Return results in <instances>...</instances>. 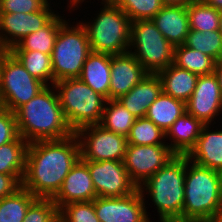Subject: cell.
Returning <instances> with one entry per match:
<instances>
[{
    "mask_svg": "<svg viewBox=\"0 0 222 222\" xmlns=\"http://www.w3.org/2000/svg\"><path fill=\"white\" fill-rule=\"evenodd\" d=\"M81 158L76 134L59 140L29 143L22 187L37 198H53Z\"/></svg>",
    "mask_w": 222,
    "mask_h": 222,
    "instance_id": "1",
    "label": "cell"
},
{
    "mask_svg": "<svg viewBox=\"0 0 222 222\" xmlns=\"http://www.w3.org/2000/svg\"><path fill=\"white\" fill-rule=\"evenodd\" d=\"M46 86L16 112L19 135L28 143L59 140L74 134L63 114L57 92Z\"/></svg>",
    "mask_w": 222,
    "mask_h": 222,
    "instance_id": "2",
    "label": "cell"
},
{
    "mask_svg": "<svg viewBox=\"0 0 222 222\" xmlns=\"http://www.w3.org/2000/svg\"><path fill=\"white\" fill-rule=\"evenodd\" d=\"M185 173L186 155H175L139 186L151 196L160 222H182Z\"/></svg>",
    "mask_w": 222,
    "mask_h": 222,
    "instance_id": "3",
    "label": "cell"
},
{
    "mask_svg": "<svg viewBox=\"0 0 222 222\" xmlns=\"http://www.w3.org/2000/svg\"><path fill=\"white\" fill-rule=\"evenodd\" d=\"M221 204L222 173L201 167L186 155L182 222L211 219Z\"/></svg>",
    "mask_w": 222,
    "mask_h": 222,
    "instance_id": "4",
    "label": "cell"
},
{
    "mask_svg": "<svg viewBox=\"0 0 222 222\" xmlns=\"http://www.w3.org/2000/svg\"><path fill=\"white\" fill-rule=\"evenodd\" d=\"M66 121L75 133L87 125L100 124L107 99L80 78L56 81L53 87Z\"/></svg>",
    "mask_w": 222,
    "mask_h": 222,
    "instance_id": "5",
    "label": "cell"
},
{
    "mask_svg": "<svg viewBox=\"0 0 222 222\" xmlns=\"http://www.w3.org/2000/svg\"><path fill=\"white\" fill-rule=\"evenodd\" d=\"M104 8L94 22L86 24L91 50L110 55L129 52L131 21L112 0H102Z\"/></svg>",
    "mask_w": 222,
    "mask_h": 222,
    "instance_id": "6",
    "label": "cell"
},
{
    "mask_svg": "<svg viewBox=\"0 0 222 222\" xmlns=\"http://www.w3.org/2000/svg\"><path fill=\"white\" fill-rule=\"evenodd\" d=\"M91 52L87 31L82 23L71 27L65 21L59 27L51 53L53 84L64 79L79 78Z\"/></svg>",
    "mask_w": 222,
    "mask_h": 222,
    "instance_id": "7",
    "label": "cell"
},
{
    "mask_svg": "<svg viewBox=\"0 0 222 222\" xmlns=\"http://www.w3.org/2000/svg\"><path fill=\"white\" fill-rule=\"evenodd\" d=\"M129 49L147 73L157 74L173 64L174 46L157 29L152 19L131 22Z\"/></svg>",
    "mask_w": 222,
    "mask_h": 222,
    "instance_id": "8",
    "label": "cell"
},
{
    "mask_svg": "<svg viewBox=\"0 0 222 222\" xmlns=\"http://www.w3.org/2000/svg\"><path fill=\"white\" fill-rule=\"evenodd\" d=\"M46 85L31 76L9 51L0 53V105L15 113L39 94Z\"/></svg>",
    "mask_w": 222,
    "mask_h": 222,
    "instance_id": "9",
    "label": "cell"
},
{
    "mask_svg": "<svg viewBox=\"0 0 222 222\" xmlns=\"http://www.w3.org/2000/svg\"><path fill=\"white\" fill-rule=\"evenodd\" d=\"M83 161H123L127 137L111 132L100 124L87 125L75 132Z\"/></svg>",
    "mask_w": 222,
    "mask_h": 222,
    "instance_id": "10",
    "label": "cell"
},
{
    "mask_svg": "<svg viewBox=\"0 0 222 222\" xmlns=\"http://www.w3.org/2000/svg\"><path fill=\"white\" fill-rule=\"evenodd\" d=\"M175 155L168 145L128 144L123 163L131 180L139 188Z\"/></svg>",
    "mask_w": 222,
    "mask_h": 222,
    "instance_id": "11",
    "label": "cell"
},
{
    "mask_svg": "<svg viewBox=\"0 0 222 222\" xmlns=\"http://www.w3.org/2000/svg\"><path fill=\"white\" fill-rule=\"evenodd\" d=\"M84 162L88 165L97 197H124L138 189L123 161Z\"/></svg>",
    "mask_w": 222,
    "mask_h": 222,
    "instance_id": "12",
    "label": "cell"
},
{
    "mask_svg": "<svg viewBox=\"0 0 222 222\" xmlns=\"http://www.w3.org/2000/svg\"><path fill=\"white\" fill-rule=\"evenodd\" d=\"M139 188L124 197H96L94 209L100 222H150Z\"/></svg>",
    "mask_w": 222,
    "mask_h": 222,
    "instance_id": "13",
    "label": "cell"
},
{
    "mask_svg": "<svg viewBox=\"0 0 222 222\" xmlns=\"http://www.w3.org/2000/svg\"><path fill=\"white\" fill-rule=\"evenodd\" d=\"M56 15L50 9V3L33 13H0V49L10 50L25 36L46 26Z\"/></svg>",
    "mask_w": 222,
    "mask_h": 222,
    "instance_id": "14",
    "label": "cell"
},
{
    "mask_svg": "<svg viewBox=\"0 0 222 222\" xmlns=\"http://www.w3.org/2000/svg\"><path fill=\"white\" fill-rule=\"evenodd\" d=\"M222 110V94L215 73L201 75L186 102V112L203 124H211Z\"/></svg>",
    "mask_w": 222,
    "mask_h": 222,
    "instance_id": "15",
    "label": "cell"
},
{
    "mask_svg": "<svg viewBox=\"0 0 222 222\" xmlns=\"http://www.w3.org/2000/svg\"><path fill=\"white\" fill-rule=\"evenodd\" d=\"M96 197L88 165L80 158L66 175L60 190L52 200L60 209L73 202L93 201Z\"/></svg>",
    "mask_w": 222,
    "mask_h": 222,
    "instance_id": "16",
    "label": "cell"
},
{
    "mask_svg": "<svg viewBox=\"0 0 222 222\" xmlns=\"http://www.w3.org/2000/svg\"><path fill=\"white\" fill-rule=\"evenodd\" d=\"M147 72L130 53L111 55L110 100H117L137 85Z\"/></svg>",
    "mask_w": 222,
    "mask_h": 222,
    "instance_id": "17",
    "label": "cell"
},
{
    "mask_svg": "<svg viewBox=\"0 0 222 222\" xmlns=\"http://www.w3.org/2000/svg\"><path fill=\"white\" fill-rule=\"evenodd\" d=\"M152 21L174 47L184 44L190 31L187 6L164 5Z\"/></svg>",
    "mask_w": 222,
    "mask_h": 222,
    "instance_id": "18",
    "label": "cell"
},
{
    "mask_svg": "<svg viewBox=\"0 0 222 222\" xmlns=\"http://www.w3.org/2000/svg\"><path fill=\"white\" fill-rule=\"evenodd\" d=\"M209 126L210 124L202 126L196 145L187 157L201 167L222 173V130L211 132Z\"/></svg>",
    "mask_w": 222,
    "mask_h": 222,
    "instance_id": "19",
    "label": "cell"
},
{
    "mask_svg": "<svg viewBox=\"0 0 222 222\" xmlns=\"http://www.w3.org/2000/svg\"><path fill=\"white\" fill-rule=\"evenodd\" d=\"M162 93L157 74L147 75L125 95L117 99L135 118L145 117L149 106Z\"/></svg>",
    "mask_w": 222,
    "mask_h": 222,
    "instance_id": "20",
    "label": "cell"
},
{
    "mask_svg": "<svg viewBox=\"0 0 222 222\" xmlns=\"http://www.w3.org/2000/svg\"><path fill=\"white\" fill-rule=\"evenodd\" d=\"M92 90L110 100L111 55L91 52L79 77Z\"/></svg>",
    "mask_w": 222,
    "mask_h": 222,
    "instance_id": "21",
    "label": "cell"
},
{
    "mask_svg": "<svg viewBox=\"0 0 222 222\" xmlns=\"http://www.w3.org/2000/svg\"><path fill=\"white\" fill-rule=\"evenodd\" d=\"M162 92L185 103L192 96L199 76L174 64L158 72Z\"/></svg>",
    "mask_w": 222,
    "mask_h": 222,
    "instance_id": "22",
    "label": "cell"
},
{
    "mask_svg": "<svg viewBox=\"0 0 222 222\" xmlns=\"http://www.w3.org/2000/svg\"><path fill=\"white\" fill-rule=\"evenodd\" d=\"M203 125L199 119L187 112L183 114L166 132V138L169 136L171 139L169 148L176 155H187L196 145Z\"/></svg>",
    "mask_w": 222,
    "mask_h": 222,
    "instance_id": "23",
    "label": "cell"
},
{
    "mask_svg": "<svg viewBox=\"0 0 222 222\" xmlns=\"http://www.w3.org/2000/svg\"><path fill=\"white\" fill-rule=\"evenodd\" d=\"M186 113V103L161 93L149 106L146 117L165 133L173 123Z\"/></svg>",
    "mask_w": 222,
    "mask_h": 222,
    "instance_id": "24",
    "label": "cell"
},
{
    "mask_svg": "<svg viewBox=\"0 0 222 222\" xmlns=\"http://www.w3.org/2000/svg\"><path fill=\"white\" fill-rule=\"evenodd\" d=\"M65 21L66 20L62 19L61 16L56 15L46 26L25 36L10 50L40 51L51 55L59 32V27Z\"/></svg>",
    "mask_w": 222,
    "mask_h": 222,
    "instance_id": "25",
    "label": "cell"
},
{
    "mask_svg": "<svg viewBox=\"0 0 222 222\" xmlns=\"http://www.w3.org/2000/svg\"><path fill=\"white\" fill-rule=\"evenodd\" d=\"M29 143L19 136L12 142L0 146V173L24 176Z\"/></svg>",
    "mask_w": 222,
    "mask_h": 222,
    "instance_id": "26",
    "label": "cell"
},
{
    "mask_svg": "<svg viewBox=\"0 0 222 222\" xmlns=\"http://www.w3.org/2000/svg\"><path fill=\"white\" fill-rule=\"evenodd\" d=\"M173 64L201 76L213 73L216 61L199 50L179 45L174 47Z\"/></svg>",
    "mask_w": 222,
    "mask_h": 222,
    "instance_id": "27",
    "label": "cell"
},
{
    "mask_svg": "<svg viewBox=\"0 0 222 222\" xmlns=\"http://www.w3.org/2000/svg\"><path fill=\"white\" fill-rule=\"evenodd\" d=\"M26 68L29 74L46 86L48 81L53 86V70L51 55L42 53L40 51L29 50H9Z\"/></svg>",
    "mask_w": 222,
    "mask_h": 222,
    "instance_id": "28",
    "label": "cell"
},
{
    "mask_svg": "<svg viewBox=\"0 0 222 222\" xmlns=\"http://www.w3.org/2000/svg\"><path fill=\"white\" fill-rule=\"evenodd\" d=\"M37 199L21 187L13 195L0 200V222H23L29 206Z\"/></svg>",
    "mask_w": 222,
    "mask_h": 222,
    "instance_id": "29",
    "label": "cell"
},
{
    "mask_svg": "<svg viewBox=\"0 0 222 222\" xmlns=\"http://www.w3.org/2000/svg\"><path fill=\"white\" fill-rule=\"evenodd\" d=\"M136 118L118 101L107 100L100 125L127 137Z\"/></svg>",
    "mask_w": 222,
    "mask_h": 222,
    "instance_id": "30",
    "label": "cell"
},
{
    "mask_svg": "<svg viewBox=\"0 0 222 222\" xmlns=\"http://www.w3.org/2000/svg\"><path fill=\"white\" fill-rule=\"evenodd\" d=\"M187 12L191 30L200 32L219 30L220 11L206 5L202 0L189 4Z\"/></svg>",
    "mask_w": 222,
    "mask_h": 222,
    "instance_id": "31",
    "label": "cell"
},
{
    "mask_svg": "<svg viewBox=\"0 0 222 222\" xmlns=\"http://www.w3.org/2000/svg\"><path fill=\"white\" fill-rule=\"evenodd\" d=\"M183 45L201 51L216 62L222 58V34L219 30L200 32L190 29Z\"/></svg>",
    "mask_w": 222,
    "mask_h": 222,
    "instance_id": "32",
    "label": "cell"
},
{
    "mask_svg": "<svg viewBox=\"0 0 222 222\" xmlns=\"http://www.w3.org/2000/svg\"><path fill=\"white\" fill-rule=\"evenodd\" d=\"M165 138L166 133L146 116L136 118L127 135L128 144L133 145H168L162 142Z\"/></svg>",
    "mask_w": 222,
    "mask_h": 222,
    "instance_id": "33",
    "label": "cell"
},
{
    "mask_svg": "<svg viewBox=\"0 0 222 222\" xmlns=\"http://www.w3.org/2000/svg\"><path fill=\"white\" fill-rule=\"evenodd\" d=\"M130 21L152 19L164 6L162 0H112Z\"/></svg>",
    "mask_w": 222,
    "mask_h": 222,
    "instance_id": "34",
    "label": "cell"
},
{
    "mask_svg": "<svg viewBox=\"0 0 222 222\" xmlns=\"http://www.w3.org/2000/svg\"><path fill=\"white\" fill-rule=\"evenodd\" d=\"M59 222H100L97 218L94 202H73L59 209Z\"/></svg>",
    "mask_w": 222,
    "mask_h": 222,
    "instance_id": "35",
    "label": "cell"
},
{
    "mask_svg": "<svg viewBox=\"0 0 222 222\" xmlns=\"http://www.w3.org/2000/svg\"><path fill=\"white\" fill-rule=\"evenodd\" d=\"M23 222H59V209L52 198H37L29 206Z\"/></svg>",
    "mask_w": 222,
    "mask_h": 222,
    "instance_id": "36",
    "label": "cell"
},
{
    "mask_svg": "<svg viewBox=\"0 0 222 222\" xmlns=\"http://www.w3.org/2000/svg\"><path fill=\"white\" fill-rule=\"evenodd\" d=\"M47 4L48 0H0V13H33Z\"/></svg>",
    "mask_w": 222,
    "mask_h": 222,
    "instance_id": "37",
    "label": "cell"
},
{
    "mask_svg": "<svg viewBox=\"0 0 222 222\" xmlns=\"http://www.w3.org/2000/svg\"><path fill=\"white\" fill-rule=\"evenodd\" d=\"M16 115L7 108L0 107V146L19 137Z\"/></svg>",
    "mask_w": 222,
    "mask_h": 222,
    "instance_id": "38",
    "label": "cell"
},
{
    "mask_svg": "<svg viewBox=\"0 0 222 222\" xmlns=\"http://www.w3.org/2000/svg\"><path fill=\"white\" fill-rule=\"evenodd\" d=\"M24 176H11L0 173V200L4 197L13 195L22 187Z\"/></svg>",
    "mask_w": 222,
    "mask_h": 222,
    "instance_id": "39",
    "label": "cell"
},
{
    "mask_svg": "<svg viewBox=\"0 0 222 222\" xmlns=\"http://www.w3.org/2000/svg\"><path fill=\"white\" fill-rule=\"evenodd\" d=\"M214 73L217 77L218 84L220 86V91L222 94V58L216 62Z\"/></svg>",
    "mask_w": 222,
    "mask_h": 222,
    "instance_id": "40",
    "label": "cell"
},
{
    "mask_svg": "<svg viewBox=\"0 0 222 222\" xmlns=\"http://www.w3.org/2000/svg\"><path fill=\"white\" fill-rule=\"evenodd\" d=\"M197 1V0H162V3L164 5H183V6H188L192 2Z\"/></svg>",
    "mask_w": 222,
    "mask_h": 222,
    "instance_id": "41",
    "label": "cell"
},
{
    "mask_svg": "<svg viewBox=\"0 0 222 222\" xmlns=\"http://www.w3.org/2000/svg\"><path fill=\"white\" fill-rule=\"evenodd\" d=\"M206 5L222 11V0H202Z\"/></svg>",
    "mask_w": 222,
    "mask_h": 222,
    "instance_id": "42",
    "label": "cell"
},
{
    "mask_svg": "<svg viewBox=\"0 0 222 222\" xmlns=\"http://www.w3.org/2000/svg\"><path fill=\"white\" fill-rule=\"evenodd\" d=\"M210 220L212 222H222V204Z\"/></svg>",
    "mask_w": 222,
    "mask_h": 222,
    "instance_id": "43",
    "label": "cell"
},
{
    "mask_svg": "<svg viewBox=\"0 0 222 222\" xmlns=\"http://www.w3.org/2000/svg\"><path fill=\"white\" fill-rule=\"evenodd\" d=\"M82 2H84V0H70V8L72 9V8H76V7H78L77 5L80 3H82ZM73 6V7H72Z\"/></svg>",
    "mask_w": 222,
    "mask_h": 222,
    "instance_id": "44",
    "label": "cell"
},
{
    "mask_svg": "<svg viewBox=\"0 0 222 222\" xmlns=\"http://www.w3.org/2000/svg\"><path fill=\"white\" fill-rule=\"evenodd\" d=\"M183 222H212L210 219H201V220H186Z\"/></svg>",
    "mask_w": 222,
    "mask_h": 222,
    "instance_id": "45",
    "label": "cell"
},
{
    "mask_svg": "<svg viewBox=\"0 0 222 222\" xmlns=\"http://www.w3.org/2000/svg\"><path fill=\"white\" fill-rule=\"evenodd\" d=\"M220 25H219V31L222 34V11H220V21H219Z\"/></svg>",
    "mask_w": 222,
    "mask_h": 222,
    "instance_id": "46",
    "label": "cell"
}]
</instances>
